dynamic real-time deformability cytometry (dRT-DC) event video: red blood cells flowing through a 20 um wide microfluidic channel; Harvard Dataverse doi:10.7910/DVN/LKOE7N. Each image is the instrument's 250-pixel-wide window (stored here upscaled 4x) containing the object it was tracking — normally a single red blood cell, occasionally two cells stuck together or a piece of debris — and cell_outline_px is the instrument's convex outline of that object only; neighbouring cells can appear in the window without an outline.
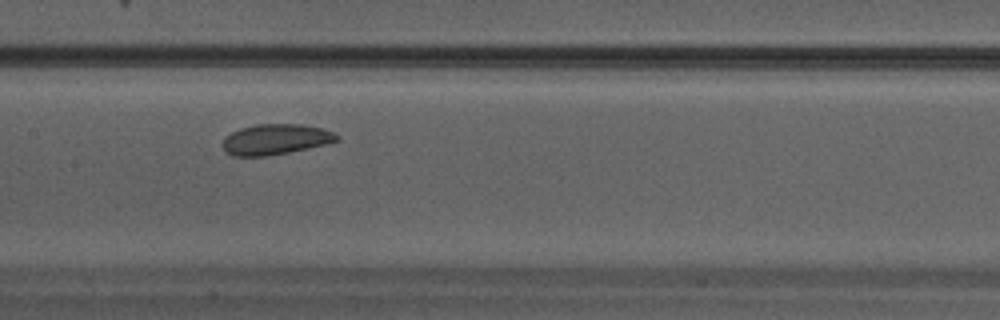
{"species": "Egyptian fruit bat (a non-hibernating species)", "species_latin": "Rousettus aegyptiacus", "temperature_condition": "warm", "stored_images_in_passage": 30, "camera_frame_rate_fps": 3000, "um_per_image_px": 0.085, "animal": {"sex": "male"}, "frame": {"image": 1, "passage_image": 13, "time_ms": 4.0, "image_size_px": [1000, 320], "cell_outline_px": [[340, 140], [308, 148], [288, 152], [264, 156], [232, 156], [224, 152], [224, 136], [240, 128], [256, 124], [304, 124], [324, 128], [340, 136]], "centroid_in_image_um": [23.42, 11.83], "position_along_channel_um": 184.0, "area_um2": 20.35}}
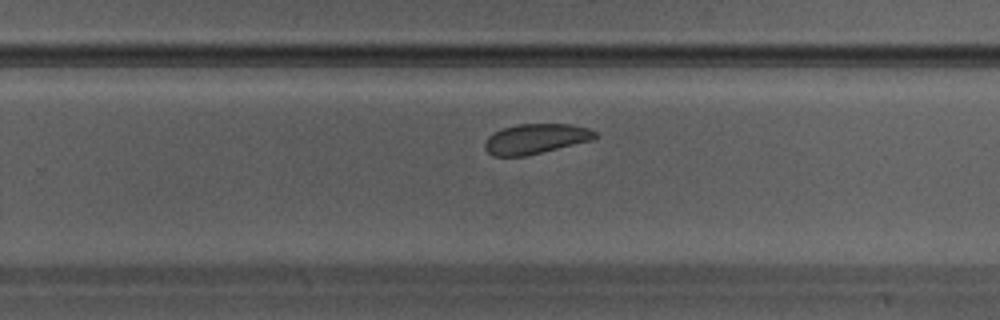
{"frame": {"image": 2, "passage_image": 18, "time_ms": 5.667, "image_size_px": [1000, 320], "cell_outline_px": [[596, 136], [592, 140], [524, 156], [492, 156], [484, 148], [484, 144], [488, 136], [492, 132], [516, 124], [572, 124], [588, 128], [596, 132]], "centroid_in_image_um": [45.49, 11.79], "position_along_channel_um": 284.3, "area_um2": 19.19}}